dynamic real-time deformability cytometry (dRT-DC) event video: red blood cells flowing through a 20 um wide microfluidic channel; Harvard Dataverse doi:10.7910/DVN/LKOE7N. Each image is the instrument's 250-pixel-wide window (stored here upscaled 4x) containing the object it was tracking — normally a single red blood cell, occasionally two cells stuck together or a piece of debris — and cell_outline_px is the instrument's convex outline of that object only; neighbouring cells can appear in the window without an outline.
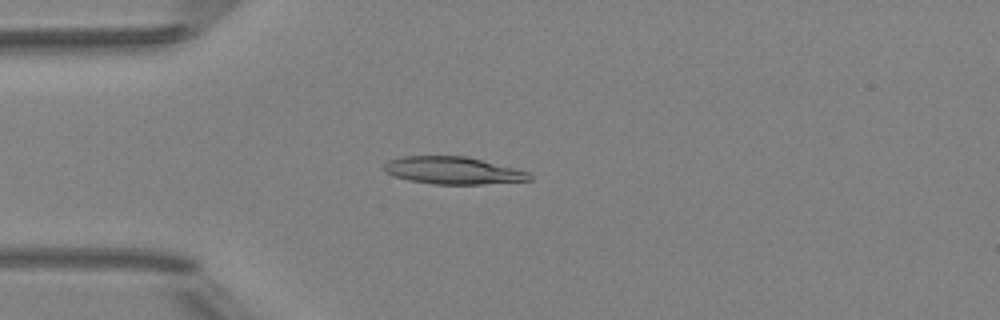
{"species": "Egyptian fruit bat (a non-hibernating species)", "species_latin": "Rousettus aegyptiacus", "temperature_condition": "room temperature", "stored_images_in_passage": 5, "camera_frame_rate_fps": 3000, "um_per_image_px": 0.085, "animal": {"sex": "female"}, "frame": {"image": 1, "passage_image": 4, "time_ms": 1.0, "image_size_px": [1000, 320], "cell_outline_px": [[532, 180], [484, 184], [432, 184], [408, 180], [392, 176], [384, 172], [380, 168], [388, 160], [404, 156], [464, 156], [516, 168], [528, 172], [532, 176]], "centroid_in_image_um": [38.45, 14.49], "position_along_channel_um": 46.6, "area_um2": 23.35}}